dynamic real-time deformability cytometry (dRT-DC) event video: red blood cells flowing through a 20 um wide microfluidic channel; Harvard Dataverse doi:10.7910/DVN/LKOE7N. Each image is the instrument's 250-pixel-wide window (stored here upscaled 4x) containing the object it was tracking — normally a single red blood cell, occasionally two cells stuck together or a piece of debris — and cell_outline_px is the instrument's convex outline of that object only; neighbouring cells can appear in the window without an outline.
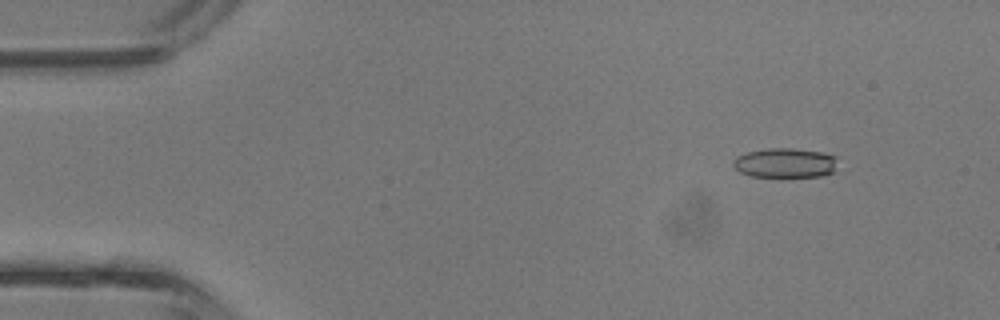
{"species": "common noctule bat (a hibernating species)", "species_latin": "Nyctalus noctula", "temperature_condition": "room temperature", "stored_images_in_passage": 3, "camera_frame_rate_fps": 3000, "um_per_image_px": 0.085, "animal": {"sex": "male", "body_mass_g": 13.3}, "frame": {"image": 1, "passage_image": 1, "time_ms": 0.0, "image_size_px": [1000, 320], "cell_outline_px": [[836, 172], [820, 176], [752, 176], [740, 172], [732, 164], [732, 160], [736, 156], [748, 152], [768, 148], [792, 148], [820, 152], [836, 156]], "centroid_in_image_um": [66.74, 13.84], "position_along_channel_um": 18.3, "area_um2": 17.98}}
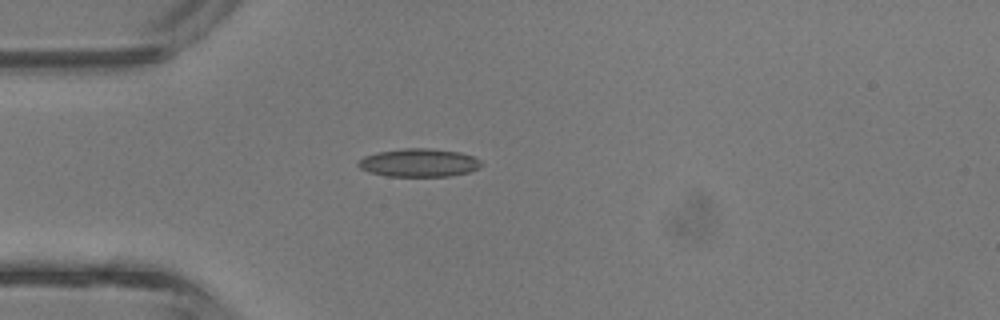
{"frame": {"image": 2, "passage_image": 3, "time_ms": 0.667, "image_size_px": [1000, 320], "cell_outline_px": [[484, 164], [480, 168], [468, 172], [452, 176], [388, 176], [368, 172], [360, 168], [356, 164], [364, 156], [376, 152], [404, 148], [428, 148], [460, 152], [472, 156], [480, 160]], "centroid_in_image_um": [35.62, 13.83], "position_along_channel_um": 49.4, "area_um2": 20.35}}